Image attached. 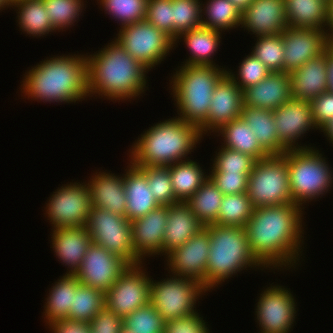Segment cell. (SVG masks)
<instances>
[{"label": "cell", "instance_id": "44", "mask_svg": "<svg viewBox=\"0 0 333 333\" xmlns=\"http://www.w3.org/2000/svg\"><path fill=\"white\" fill-rule=\"evenodd\" d=\"M53 28L65 31L74 25L84 10V0H43Z\"/></svg>", "mask_w": 333, "mask_h": 333}, {"label": "cell", "instance_id": "15", "mask_svg": "<svg viewBox=\"0 0 333 333\" xmlns=\"http://www.w3.org/2000/svg\"><path fill=\"white\" fill-rule=\"evenodd\" d=\"M129 266L120 256L92 243L75 275L80 284L106 293Z\"/></svg>", "mask_w": 333, "mask_h": 333}, {"label": "cell", "instance_id": "22", "mask_svg": "<svg viewBox=\"0 0 333 333\" xmlns=\"http://www.w3.org/2000/svg\"><path fill=\"white\" fill-rule=\"evenodd\" d=\"M291 96L310 102L329 90L327 48L314 59L308 60L299 69L289 73Z\"/></svg>", "mask_w": 333, "mask_h": 333}, {"label": "cell", "instance_id": "3", "mask_svg": "<svg viewBox=\"0 0 333 333\" xmlns=\"http://www.w3.org/2000/svg\"><path fill=\"white\" fill-rule=\"evenodd\" d=\"M28 100L76 103L89 97L87 54L46 58L31 67L21 81Z\"/></svg>", "mask_w": 333, "mask_h": 333}, {"label": "cell", "instance_id": "41", "mask_svg": "<svg viewBox=\"0 0 333 333\" xmlns=\"http://www.w3.org/2000/svg\"><path fill=\"white\" fill-rule=\"evenodd\" d=\"M173 40L184 32L202 26L201 0H172Z\"/></svg>", "mask_w": 333, "mask_h": 333}, {"label": "cell", "instance_id": "1", "mask_svg": "<svg viewBox=\"0 0 333 333\" xmlns=\"http://www.w3.org/2000/svg\"><path fill=\"white\" fill-rule=\"evenodd\" d=\"M302 210L295 203L254 208L244 228L253 256L265 269L282 271L299 265L304 244Z\"/></svg>", "mask_w": 333, "mask_h": 333}, {"label": "cell", "instance_id": "55", "mask_svg": "<svg viewBox=\"0 0 333 333\" xmlns=\"http://www.w3.org/2000/svg\"><path fill=\"white\" fill-rule=\"evenodd\" d=\"M319 130L324 132V135L327 137L326 139L333 144V118L326 122Z\"/></svg>", "mask_w": 333, "mask_h": 333}, {"label": "cell", "instance_id": "28", "mask_svg": "<svg viewBox=\"0 0 333 333\" xmlns=\"http://www.w3.org/2000/svg\"><path fill=\"white\" fill-rule=\"evenodd\" d=\"M222 32L200 26L179 34L174 40V48L182 39L190 55L181 65L216 66L213 56L220 46Z\"/></svg>", "mask_w": 333, "mask_h": 333}, {"label": "cell", "instance_id": "49", "mask_svg": "<svg viewBox=\"0 0 333 333\" xmlns=\"http://www.w3.org/2000/svg\"><path fill=\"white\" fill-rule=\"evenodd\" d=\"M198 313L165 322L164 333H210L203 316Z\"/></svg>", "mask_w": 333, "mask_h": 333}, {"label": "cell", "instance_id": "54", "mask_svg": "<svg viewBox=\"0 0 333 333\" xmlns=\"http://www.w3.org/2000/svg\"><path fill=\"white\" fill-rule=\"evenodd\" d=\"M327 65L329 90L333 92V44L327 47Z\"/></svg>", "mask_w": 333, "mask_h": 333}, {"label": "cell", "instance_id": "34", "mask_svg": "<svg viewBox=\"0 0 333 333\" xmlns=\"http://www.w3.org/2000/svg\"><path fill=\"white\" fill-rule=\"evenodd\" d=\"M17 8V23L20 30L33 37L56 33L43 0H23L13 4Z\"/></svg>", "mask_w": 333, "mask_h": 333}, {"label": "cell", "instance_id": "10", "mask_svg": "<svg viewBox=\"0 0 333 333\" xmlns=\"http://www.w3.org/2000/svg\"><path fill=\"white\" fill-rule=\"evenodd\" d=\"M86 227L93 244L120 256L129 265L142 264L133 250L131 221L126 217L91 207Z\"/></svg>", "mask_w": 333, "mask_h": 333}, {"label": "cell", "instance_id": "26", "mask_svg": "<svg viewBox=\"0 0 333 333\" xmlns=\"http://www.w3.org/2000/svg\"><path fill=\"white\" fill-rule=\"evenodd\" d=\"M123 174L126 195V218L133 221L160 206L149 190L146 172L131 161ZM127 170V171H126Z\"/></svg>", "mask_w": 333, "mask_h": 333}, {"label": "cell", "instance_id": "14", "mask_svg": "<svg viewBox=\"0 0 333 333\" xmlns=\"http://www.w3.org/2000/svg\"><path fill=\"white\" fill-rule=\"evenodd\" d=\"M291 293L278 284H271L261 292L255 308L256 322L261 331L258 333L291 332L297 315V302Z\"/></svg>", "mask_w": 333, "mask_h": 333}, {"label": "cell", "instance_id": "33", "mask_svg": "<svg viewBox=\"0 0 333 333\" xmlns=\"http://www.w3.org/2000/svg\"><path fill=\"white\" fill-rule=\"evenodd\" d=\"M174 194L186 202L208 179L209 175L194 160L186 159L169 166Z\"/></svg>", "mask_w": 333, "mask_h": 333}, {"label": "cell", "instance_id": "27", "mask_svg": "<svg viewBox=\"0 0 333 333\" xmlns=\"http://www.w3.org/2000/svg\"><path fill=\"white\" fill-rule=\"evenodd\" d=\"M204 225L191 211L186 202L168 206V219L162 241L163 255L167 256L198 233Z\"/></svg>", "mask_w": 333, "mask_h": 333}, {"label": "cell", "instance_id": "32", "mask_svg": "<svg viewBox=\"0 0 333 333\" xmlns=\"http://www.w3.org/2000/svg\"><path fill=\"white\" fill-rule=\"evenodd\" d=\"M80 284L75 274H64L54 283L45 298L43 316L47 324L61 319H68L73 305V293Z\"/></svg>", "mask_w": 333, "mask_h": 333}, {"label": "cell", "instance_id": "11", "mask_svg": "<svg viewBox=\"0 0 333 333\" xmlns=\"http://www.w3.org/2000/svg\"><path fill=\"white\" fill-rule=\"evenodd\" d=\"M116 36L115 40L149 71L174 47V40L146 19L121 27Z\"/></svg>", "mask_w": 333, "mask_h": 333}, {"label": "cell", "instance_id": "58", "mask_svg": "<svg viewBox=\"0 0 333 333\" xmlns=\"http://www.w3.org/2000/svg\"><path fill=\"white\" fill-rule=\"evenodd\" d=\"M18 1H23V0H11L12 4L18 2Z\"/></svg>", "mask_w": 333, "mask_h": 333}, {"label": "cell", "instance_id": "13", "mask_svg": "<svg viewBox=\"0 0 333 333\" xmlns=\"http://www.w3.org/2000/svg\"><path fill=\"white\" fill-rule=\"evenodd\" d=\"M142 268L130 265L105 293V307L121 318L150 303L151 276Z\"/></svg>", "mask_w": 333, "mask_h": 333}, {"label": "cell", "instance_id": "25", "mask_svg": "<svg viewBox=\"0 0 333 333\" xmlns=\"http://www.w3.org/2000/svg\"><path fill=\"white\" fill-rule=\"evenodd\" d=\"M100 170L88 180L92 207L126 217V195L123 174L114 175Z\"/></svg>", "mask_w": 333, "mask_h": 333}, {"label": "cell", "instance_id": "18", "mask_svg": "<svg viewBox=\"0 0 333 333\" xmlns=\"http://www.w3.org/2000/svg\"><path fill=\"white\" fill-rule=\"evenodd\" d=\"M284 44L283 72L291 73L308 60L317 58L330 45L326 30L287 27L282 33Z\"/></svg>", "mask_w": 333, "mask_h": 333}, {"label": "cell", "instance_id": "20", "mask_svg": "<svg viewBox=\"0 0 333 333\" xmlns=\"http://www.w3.org/2000/svg\"><path fill=\"white\" fill-rule=\"evenodd\" d=\"M168 219V206H158L143 217L131 221L132 244L142 260L152 255L163 256V237Z\"/></svg>", "mask_w": 333, "mask_h": 333}, {"label": "cell", "instance_id": "17", "mask_svg": "<svg viewBox=\"0 0 333 333\" xmlns=\"http://www.w3.org/2000/svg\"><path fill=\"white\" fill-rule=\"evenodd\" d=\"M210 252V236L205 228L192 236L182 246L177 247L166 257L168 273L188 277L205 283L206 266Z\"/></svg>", "mask_w": 333, "mask_h": 333}, {"label": "cell", "instance_id": "8", "mask_svg": "<svg viewBox=\"0 0 333 333\" xmlns=\"http://www.w3.org/2000/svg\"><path fill=\"white\" fill-rule=\"evenodd\" d=\"M247 194L254 208L293 203L287 151L282 155H269L254 163L248 176Z\"/></svg>", "mask_w": 333, "mask_h": 333}, {"label": "cell", "instance_id": "45", "mask_svg": "<svg viewBox=\"0 0 333 333\" xmlns=\"http://www.w3.org/2000/svg\"><path fill=\"white\" fill-rule=\"evenodd\" d=\"M239 64L236 75L232 70H227V74L242 90L258 84L271 73V71L251 53L246 55Z\"/></svg>", "mask_w": 333, "mask_h": 333}, {"label": "cell", "instance_id": "37", "mask_svg": "<svg viewBox=\"0 0 333 333\" xmlns=\"http://www.w3.org/2000/svg\"><path fill=\"white\" fill-rule=\"evenodd\" d=\"M104 307V292L79 284L73 293V305L70 308L68 319L89 323Z\"/></svg>", "mask_w": 333, "mask_h": 333}, {"label": "cell", "instance_id": "53", "mask_svg": "<svg viewBox=\"0 0 333 333\" xmlns=\"http://www.w3.org/2000/svg\"><path fill=\"white\" fill-rule=\"evenodd\" d=\"M325 28L328 42L329 44H333V0L328 1L327 22Z\"/></svg>", "mask_w": 333, "mask_h": 333}, {"label": "cell", "instance_id": "30", "mask_svg": "<svg viewBox=\"0 0 333 333\" xmlns=\"http://www.w3.org/2000/svg\"><path fill=\"white\" fill-rule=\"evenodd\" d=\"M288 27L325 30L328 2L326 0H284Z\"/></svg>", "mask_w": 333, "mask_h": 333}, {"label": "cell", "instance_id": "36", "mask_svg": "<svg viewBox=\"0 0 333 333\" xmlns=\"http://www.w3.org/2000/svg\"><path fill=\"white\" fill-rule=\"evenodd\" d=\"M204 3L202 1L203 27L225 32L241 25L242 13L230 0H206Z\"/></svg>", "mask_w": 333, "mask_h": 333}, {"label": "cell", "instance_id": "38", "mask_svg": "<svg viewBox=\"0 0 333 333\" xmlns=\"http://www.w3.org/2000/svg\"><path fill=\"white\" fill-rule=\"evenodd\" d=\"M254 207L247 192L224 195L220 205L217 221L221 226L245 227Z\"/></svg>", "mask_w": 333, "mask_h": 333}, {"label": "cell", "instance_id": "7", "mask_svg": "<svg viewBox=\"0 0 333 333\" xmlns=\"http://www.w3.org/2000/svg\"><path fill=\"white\" fill-rule=\"evenodd\" d=\"M287 164L292 202L303 209L304 204L321 198L332 189V167L314 146L287 150Z\"/></svg>", "mask_w": 333, "mask_h": 333}, {"label": "cell", "instance_id": "2", "mask_svg": "<svg viewBox=\"0 0 333 333\" xmlns=\"http://www.w3.org/2000/svg\"><path fill=\"white\" fill-rule=\"evenodd\" d=\"M148 71L114 39L98 52L87 55L89 97L131 101L146 91Z\"/></svg>", "mask_w": 333, "mask_h": 333}, {"label": "cell", "instance_id": "5", "mask_svg": "<svg viewBox=\"0 0 333 333\" xmlns=\"http://www.w3.org/2000/svg\"><path fill=\"white\" fill-rule=\"evenodd\" d=\"M204 228L210 236V252L203 285L209 292L247 268L263 271L265 267L250 250L244 227L209 224Z\"/></svg>", "mask_w": 333, "mask_h": 333}, {"label": "cell", "instance_id": "4", "mask_svg": "<svg viewBox=\"0 0 333 333\" xmlns=\"http://www.w3.org/2000/svg\"><path fill=\"white\" fill-rule=\"evenodd\" d=\"M200 129L173 117L149 127L129 149V160L138 167L170 166L186 160L200 143Z\"/></svg>", "mask_w": 333, "mask_h": 333}, {"label": "cell", "instance_id": "31", "mask_svg": "<svg viewBox=\"0 0 333 333\" xmlns=\"http://www.w3.org/2000/svg\"><path fill=\"white\" fill-rule=\"evenodd\" d=\"M215 133L222 137L223 147L242 152L256 161L269 156L257 141L249 125L241 117L223 125Z\"/></svg>", "mask_w": 333, "mask_h": 333}, {"label": "cell", "instance_id": "12", "mask_svg": "<svg viewBox=\"0 0 333 333\" xmlns=\"http://www.w3.org/2000/svg\"><path fill=\"white\" fill-rule=\"evenodd\" d=\"M48 200L44 214H47L52 229L86 226L92 207L86 181L64 184Z\"/></svg>", "mask_w": 333, "mask_h": 333}, {"label": "cell", "instance_id": "35", "mask_svg": "<svg viewBox=\"0 0 333 333\" xmlns=\"http://www.w3.org/2000/svg\"><path fill=\"white\" fill-rule=\"evenodd\" d=\"M223 196L214 182L208 177L186 203L198 220L204 226H207L217 221Z\"/></svg>", "mask_w": 333, "mask_h": 333}, {"label": "cell", "instance_id": "6", "mask_svg": "<svg viewBox=\"0 0 333 333\" xmlns=\"http://www.w3.org/2000/svg\"><path fill=\"white\" fill-rule=\"evenodd\" d=\"M170 81L178 118L200 128L208 118L216 84L227 73L223 66L182 65ZM172 85V86H171Z\"/></svg>", "mask_w": 333, "mask_h": 333}, {"label": "cell", "instance_id": "24", "mask_svg": "<svg viewBox=\"0 0 333 333\" xmlns=\"http://www.w3.org/2000/svg\"><path fill=\"white\" fill-rule=\"evenodd\" d=\"M289 73L271 72L258 84L243 90L244 105L275 110L291 98Z\"/></svg>", "mask_w": 333, "mask_h": 333}, {"label": "cell", "instance_id": "39", "mask_svg": "<svg viewBox=\"0 0 333 333\" xmlns=\"http://www.w3.org/2000/svg\"><path fill=\"white\" fill-rule=\"evenodd\" d=\"M165 321L149 303L122 318V333H164Z\"/></svg>", "mask_w": 333, "mask_h": 333}, {"label": "cell", "instance_id": "19", "mask_svg": "<svg viewBox=\"0 0 333 333\" xmlns=\"http://www.w3.org/2000/svg\"><path fill=\"white\" fill-rule=\"evenodd\" d=\"M243 90L226 73L216 84L207 121L199 128L201 135L215 133L223 125L240 118L243 109ZM209 131V132H208Z\"/></svg>", "mask_w": 333, "mask_h": 333}, {"label": "cell", "instance_id": "48", "mask_svg": "<svg viewBox=\"0 0 333 333\" xmlns=\"http://www.w3.org/2000/svg\"><path fill=\"white\" fill-rule=\"evenodd\" d=\"M209 178L223 195L247 192L248 176L245 173H227L210 167Z\"/></svg>", "mask_w": 333, "mask_h": 333}, {"label": "cell", "instance_id": "29", "mask_svg": "<svg viewBox=\"0 0 333 333\" xmlns=\"http://www.w3.org/2000/svg\"><path fill=\"white\" fill-rule=\"evenodd\" d=\"M240 117L249 125L257 141L269 155H282L287 151L277 138L272 110L243 105Z\"/></svg>", "mask_w": 333, "mask_h": 333}, {"label": "cell", "instance_id": "50", "mask_svg": "<svg viewBox=\"0 0 333 333\" xmlns=\"http://www.w3.org/2000/svg\"><path fill=\"white\" fill-rule=\"evenodd\" d=\"M91 333H122V318L104 307L89 322Z\"/></svg>", "mask_w": 333, "mask_h": 333}, {"label": "cell", "instance_id": "51", "mask_svg": "<svg viewBox=\"0 0 333 333\" xmlns=\"http://www.w3.org/2000/svg\"><path fill=\"white\" fill-rule=\"evenodd\" d=\"M314 123L320 129L333 118V92L328 90L310 101Z\"/></svg>", "mask_w": 333, "mask_h": 333}, {"label": "cell", "instance_id": "43", "mask_svg": "<svg viewBox=\"0 0 333 333\" xmlns=\"http://www.w3.org/2000/svg\"><path fill=\"white\" fill-rule=\"evenodd\" d=\"M251 54L256 56L271 72H283L284 44L281 34L256 38Z\"/></svg>", "mask_w": 333, "mask_h": 333}, {"label": "cell", "instance_id": "56", "mask_svg": "<svg viewBox=\"0 0 333 333\" xmlns=\"http://www.w3.org/2000/svg\"><path fill=\"white\" fill-rule=\"evenodd\" d=\"M234 6L243 13L247 7L253 2V0H230Z\"/></svg>", "mask_w": 333, "mask_h": 333}, {"label": "cell", "instance_id": "21", "mask_svg": "<svg viewBox=\"0 0 333 333\" xmlns=\"http://www.w3.org/2000/svg\"><path fill=\"white\" fill-rule=\"evenodd\" d=\"M240 27L254 37L281 34L288 27L284 0H253L241 15Z\"/></svg>", "mask_w": 333, "mask_h": 333}, {"label": "cell", "instance_id": "23", "mask_svg": "<svg viewBox=\"0 0 333 333\" xmlns=\"http://www.w3.org/2000/svg\"><path fill=\"white\" fill-rule=\"evenodd\" d=\"M54 255L68 266L66 274H75L82 264L88 247L92 244L86 226L51 229Z\"/></svg>", "mask_w": 333, "mask_h": 333}, {"label": "cell", "instance_id": "9", "mask_svg": "<svg viewBox=\"0 0 333 333\" xmlns=\"http://www.w3.org/2000/svg\"><path fill=\"white\" fill-rule=\"evenodd\" d=\"M206 292L204 285L194 279L171 275L160 281L151 279L150 303L167 322L195 314L196 302Z\"/></svg>", "mask_w": 333, "mask_h": 333}, {"label": "cell", "instance_id": "52", "mask_svg": "<svg viewBox=\"0 0 333 333\" xmlns=\"http://www.w3.org/2000/svg\"><path fill=\"white\" fill-rule=\"evenodd\" d=\"M46 325L51 333H91L89 323L84 321L61 319Z\"/></svg>", "mask_w": 333, "mask_h": 333}, {"label": "cell", "instance_id": "47", "mask_svg": "<svg viewBox=\"0 0 333 333\" xmlns=\"http://www.w3.org/2000/svg\"><path fill=\"white\" fill-rule=\"evenodd\" d=\"M146 20L173 39L172 0H148Z\"/></svg>", "mask_w": 333, "mask_h": 333}, {"label": "cell", "instance_id": "46", "mask_svg": "<svg viewBox=\"0 0 333 333\" xmlns=\"http://www.w3.org/2000/svg\"><path fill=\"white\" fill-rule=\"evenodd\" d=\"M217 151L212 163L217 171L245 173L247 176L252 172L254 163L256 162L253 157L223 146Z\"/></svg>", "mask_w": 333, "mask_h": 333}, {"label": "cell", "instance_id": "40", "mask_svg": "<svg viewBox=\"0 0 333 333\" xmlns=\"http://www.w3.org/2000/svg\"><path fill=\"white\" fill-rule=\"evenodd\" d=\"M97 1L106 14L120 22V28L146 19L148 0Z\"/></svg>", "mask_w": 333, "mask_h": 333}, {"label": "cell", "instance_id": "57", "mask_svg": "<svg viewBox=\"0 0 333 333\" xmlns=\"http://www.w3.org/2000/svg\"><path fill=\"white\" fill-rule=\"evenodd\" d=\"M7 8H10L13 7V4L11 2V0H0V10H4V8L6 9Z\"/></svg>", "mask_w": 333, "mask_h": 333}, {"label": "cell", "instance_id": "42", "mask_svg": "<svg viewBox=\"0 0 333 333\" xmlns=\"http://www.w3.org/2000/svg\"><path fill=\"white\" fill-rule=\"evenodd\" d=\"M146 172L150 192L160 206L180 202L173 191L169 166H141Z\"/></svg>", "mask_w": 333, "mask_h": 333}, {"label": "cell", "instance_id": "16", "mask_svg": "<svg viewBox=\"0 0 333 333\" xmlns=\"http://www.w3.org/2000/svg\"><path fill=\"white\" fill-rule=\"evenodd\" d=\"M272 111L277 138L287 150L311 148L310 145L300 146L298 144L299 138L304 137V134L308 133L307 131L310 129L319 130L314 123L310 102L291 97L279 108Z\"/></svg>", "mask_w": 333, "mask_h": 333}]
</instances>
